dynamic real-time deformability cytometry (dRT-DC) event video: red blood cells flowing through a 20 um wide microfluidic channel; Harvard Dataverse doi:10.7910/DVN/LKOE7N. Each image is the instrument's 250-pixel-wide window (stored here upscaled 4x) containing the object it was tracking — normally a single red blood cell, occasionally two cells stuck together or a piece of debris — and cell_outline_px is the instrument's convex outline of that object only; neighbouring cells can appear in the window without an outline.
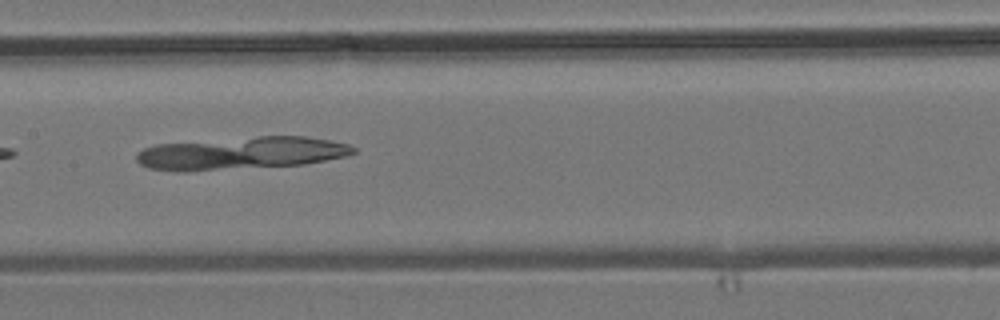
{"species": "common noctule bat (a hibernating species)", "species_latin": "Nyctalus noctula", "temperature_condition": "room temperature", "stored_images_in_passage": 8, "segment_of_instrument_passage": [2, 2], "camera_frame_rate_fps": 3000, "um_per_image_px": 0.085, "animal": {"sex": "male", "body_mass_g": 19.2, "forearm_length_mm": 51.8}, "frame": {"image": 1, "passage_image": 8, "time_ms": 10.333, "image_size_px": [1000, 320], "cell_outline_px": [[356, 152], [344, 156], [304, 164], [188, 172], [180, 172], [148, 168], [140, 164], [136, 160], [136, 152], [144, 148], [156, 144], [256, 136], [304, 136], [328, 140], [348, 144], [356, 148]], "centroid_in_image_um": [20.43, 13.02], "position_along_channel_um": 187.0, "area_um2": 41.38}}